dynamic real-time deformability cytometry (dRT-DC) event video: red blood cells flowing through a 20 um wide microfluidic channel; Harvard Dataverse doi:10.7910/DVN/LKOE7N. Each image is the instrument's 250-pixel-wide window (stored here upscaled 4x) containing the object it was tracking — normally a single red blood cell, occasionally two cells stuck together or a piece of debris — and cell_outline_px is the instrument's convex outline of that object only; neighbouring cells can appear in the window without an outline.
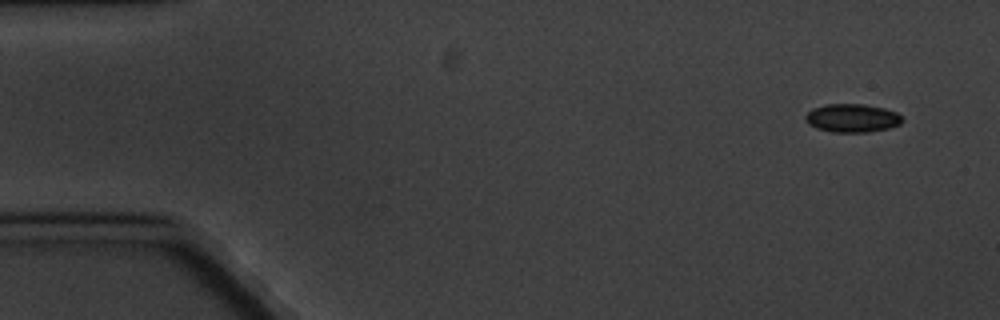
{"species": "common noctule bat (a hibernating species)", "species_latin": "Nyctalus noctula", "temperature_condition": "cold", "stored_images_in_passage": 4, "camera_frame_rate_fps": 3000, "um_per_image_px": 0.085, "animal": {"sex": "male", "body_mass_g": 20.1, "forearm_length_mm": 53.5}, "frame": {"image": 1, "passage_image": 1, "time_ms": 0.0, "image_size_px": [1000, 320], "cell_outline_px": [[904, 120], [900, 124], [888, 128], [868, 132], [832, 132], [816, 128], [808, 124], [804, 120], [804, 116], [812, 108], [828, 104], [864, 104], [884, 108], [896, 112]], "centroid_in_image_um": [72.41, 10.03], "position_along_channel_um": 12.6, "area_um2": 16.07}}
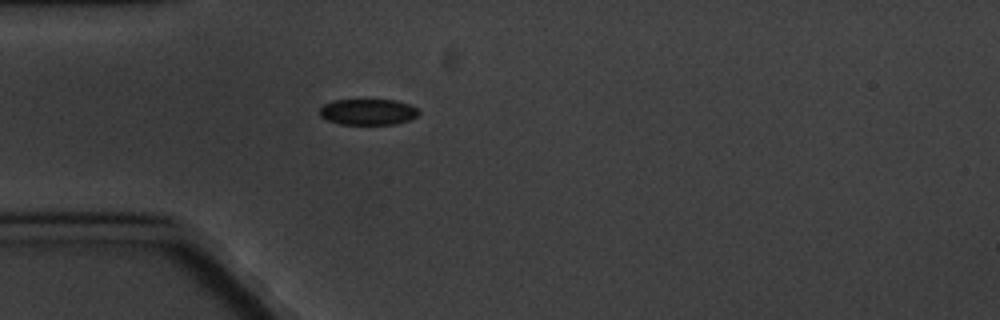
{"frame": {"image": 2, "passage_image": 4, "time_ms": 4.333, "image_size_px": [1000, 320], "cell_outline_px": [[420, 112], [416, 116], [408, 120], [396, 124], [340, 124], [328, 120], [320, 116], [320, 108], [324, 104], [332, 100], [396, 100], [408, 104], [416, 108]], "centroid_in_image_um": [31.26, 9.51], "position_along_channel_um": 53.7, "area_um2": 14.91}}